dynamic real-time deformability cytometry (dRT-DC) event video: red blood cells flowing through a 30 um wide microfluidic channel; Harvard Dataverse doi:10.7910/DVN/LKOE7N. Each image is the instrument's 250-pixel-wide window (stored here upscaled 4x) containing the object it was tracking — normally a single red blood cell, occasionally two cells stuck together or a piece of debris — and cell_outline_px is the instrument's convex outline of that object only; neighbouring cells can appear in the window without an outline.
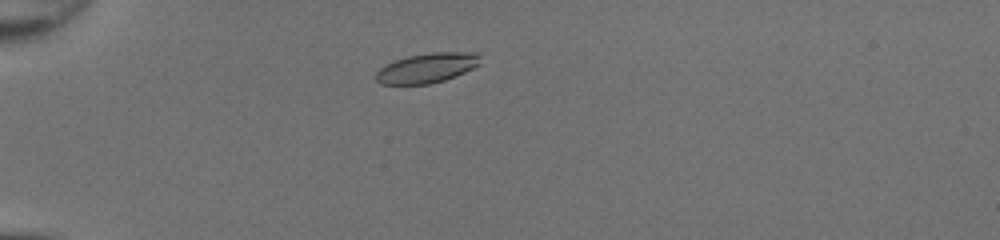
{"species": "common noctule bat (a hibernating species)", "species_latin": "Nyctalus noctula", "temperature_condition": "room temperature", "stored_images_in_passage": 42, "camera_frame_rate_fps": 3000, "um_per_image_px": 0.085, "animal": {"sex": "female", "body_mass_g": 20.0, "forearm_length_mm": 54.0}, "frame": {"image": 1, "passage_image": 8, "time_ms": 2.333, "image_size_px": [1000, 240], "cell_outline_px": [[480, 64], [456, 76], [444, 80], [428, 84], [380, 84], [376, 80], [376, 72], [384, 64], [408, 56], [432, 52], [476, 52], [480, 56]], "centroid_in_image_um": [36.29, 5.77], "position_along_channel_um": 48.7, "area_um2": 18.09}}
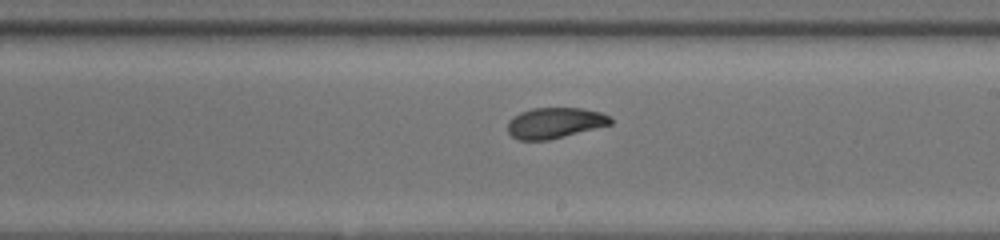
{"frame": {"image": 2, "passage_image": 24, "time_ms": 7.667, "image_size_px": [1000, 240], "cell_outline_px": [[612, 124], [548, 140], [520, 140], [512, 136], [508, 132], [508, 120], [512, 116], [520, 112], [532, 108], [580, 108], [600, 112], [608, 116], [612, 120]], "centroid_in_image_um": [47.12, 10.44], "position_along_channel_um": 241.9, "area_um2": 18.32}}
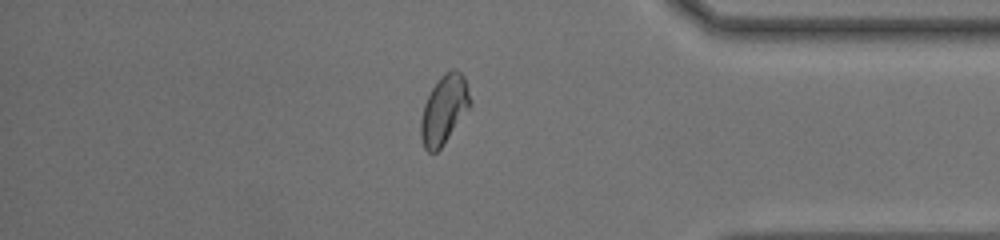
{"frame": {"image": 3, "passage_image": 36, "time_ms": 11.667, "image_size_px": [1000, 240], "cell_outline_px": [[472, 104], [440, 148], [436, 152], [428, 152], [424, 148], [420, 136], [420, 120], [424, 104], [432, 88], [440, 76], [452, 68], [460, 72], [464, 76], [472, 100]], "centroid_in_image_um": [37.74, 9.3], "position_along_channel_um": 397.5, "area_um2": 19.65}, "authors_computed_cell_mechanics": {"area_um2": 18.9584, "velocity_mm_per_s": 4.3071, "shape_relaxation_time_tau1_ms": 4.1295, "shape_relaxation_time_tau2_ms": 1.0914, "deformation_change_tau1": 0.1633, "deformation_change_tau2": 0.0612}}